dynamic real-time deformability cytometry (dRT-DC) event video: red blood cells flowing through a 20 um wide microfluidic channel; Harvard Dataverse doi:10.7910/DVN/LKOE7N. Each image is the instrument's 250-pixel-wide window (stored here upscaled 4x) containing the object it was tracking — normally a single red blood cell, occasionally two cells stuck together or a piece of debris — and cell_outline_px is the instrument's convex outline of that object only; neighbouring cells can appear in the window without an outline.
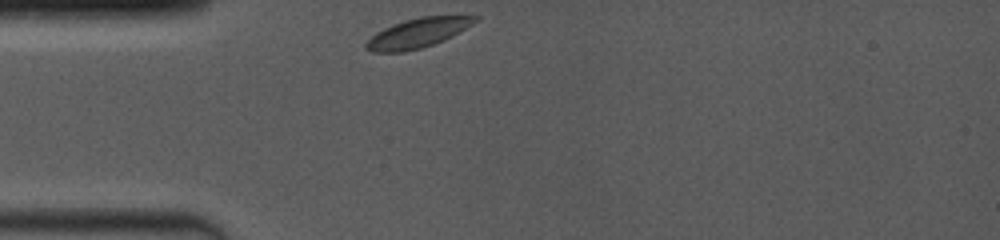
{"species": "common noctule bat (a hibernating species)", "species_latin": "Nyctalus noctula", "temperature_condition": "room temperature", "stored_images_in_passage": 13, "camera_frame_rate_fps": 4000, "um_per_image_px": 0.085, "animal": {"sex": "female", "body_mass_g": 19.0, "forearm_length_mm": 53.3}, "frame": {"image": 1, "passage_image": 1, "time_ms": 0.0, "image_size_px": [1000, 240], "cell_outline_px": [[480, 16], [472, 24], [452, 36], [444, 40], [420, 48], [404, 52], [372, 52], [364, 48], [364, 44], [376, 32], [384, 28], [404, 20], [420, 16]], "centroid_in_image_um": [35.46, 2.81], "position_along_channel_um": 49.5, "area_um2": 18.5}}
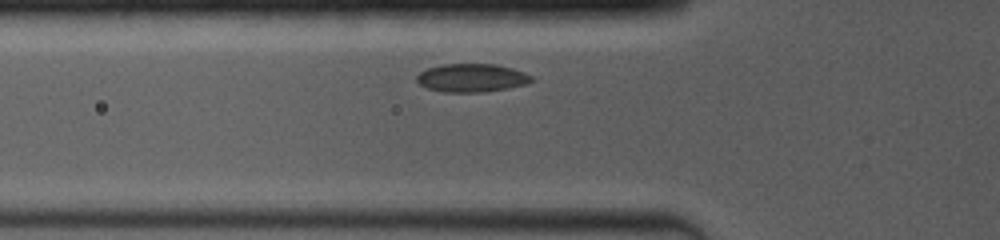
{"frame": {"image": 2, "passage_image": 6, "time_ms": 1.25, "image_size_px": [1000, 240], "cell_outline_px": [[536, 80], [528, 84], [508, 88], [484, 92], [444, 92], [428, 88], [420, 84], [416, 80], [416, 76], [420, 72], [428, 68], [440, 64], [496, 64], [512, 68], [524, 72], [532, 76]], "centroid_in_image_um": [40.13, 6.62], "position_along_channel_um": 85.7, "area_um2": 19.07}}
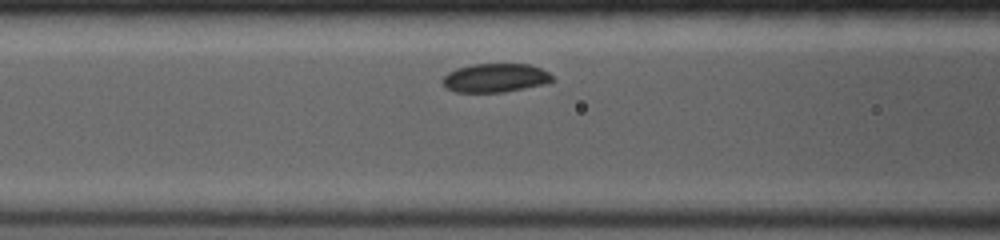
{"frame": {"image": 3, "passage_image": 10, "time_ms": 2.25, "image_size_px": [1000, 240], "cell_outline_px": [[556, 80], [548, 84], [504, 92], [456, 92], [444, 88], [440, 80], [448, 72], [456, 68], [472, 64], [532, 64], [548, 72]], "centroid_in_image_um": [42.1, 6.62], "position_along_channel_um": 124.5, "area_um2": 18.79}}